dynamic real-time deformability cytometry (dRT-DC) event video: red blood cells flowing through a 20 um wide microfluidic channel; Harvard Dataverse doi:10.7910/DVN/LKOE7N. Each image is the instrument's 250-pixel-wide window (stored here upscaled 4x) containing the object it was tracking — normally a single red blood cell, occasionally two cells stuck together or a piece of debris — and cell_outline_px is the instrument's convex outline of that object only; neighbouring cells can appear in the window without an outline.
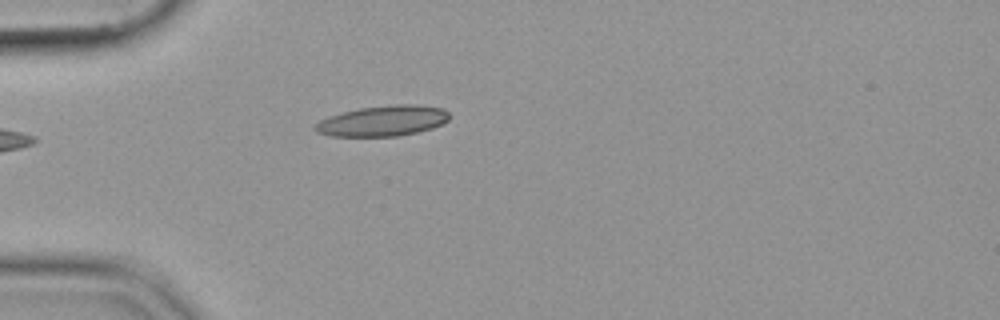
{"species": "common noctule bat (a hibernating species)", "species_latin": "Nyctalus noctula", "temperature_condition": "cold", "stored_images_in_passage": 35, "camera_frame_rate_fps": 3000, "um_per_image_px": 0.085, "animal": {"sex": "female", "body_mass_g": 19.9}, "frame": {"image": 1, "passage_image": 1, "time_ms": 0.0, "image_size_px": [1000, 320], "cell_outline_px": [[448, 120], [432, 128], [416, 132], [396, 136], [332, 136], [316, 132], [312, 128], [320, 120], [328, 116], [360, 108], [396, 104], [412, 104], [444, 108], [448, 112]], "centroid_in_image_um": [32.52, 10.27], "position_along_channel_um": 52.5, "area_um2": 23.7}}
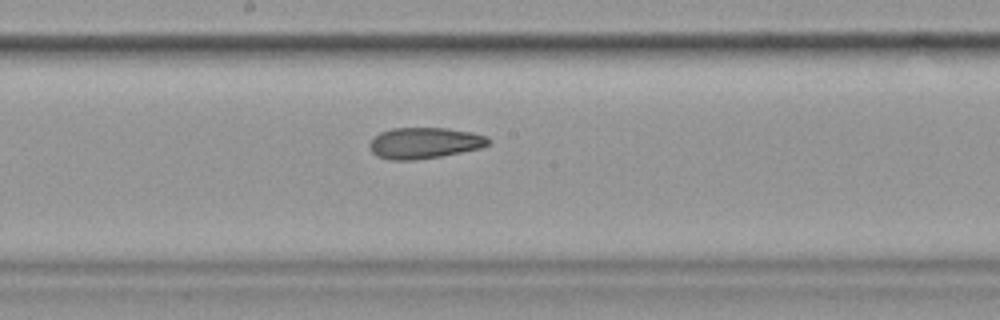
{"frame": {"image": 2, "passage_image": 15, "time_ms": 4.667, "image_size_px": [1000, 320], "cell_outline_px": [[492, 140], [488, 144], [480, 148], [440, 156], [412, 160], [392, 160], [376, 156], [372, 152], [368, 144], [380, 132], [392, 128], [448, 128], [472, 132], [488, 136]], "centroid_in_image_um": [36.09, 12.14], "position_along_channel_um": 212.1, "area_um2": 21.5}}
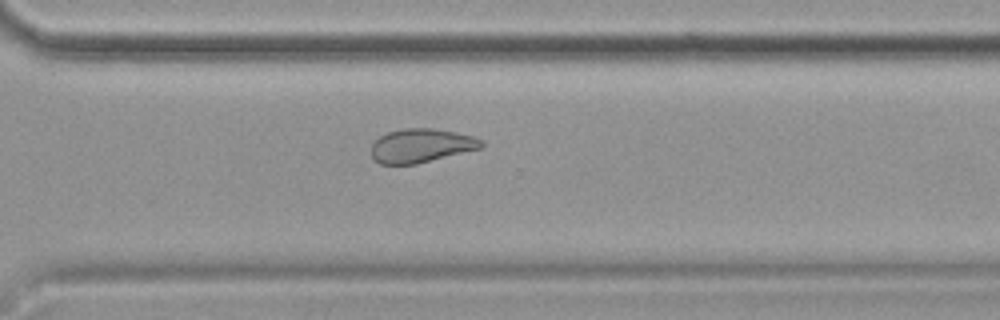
{"frame": {"image": 3, "passage_image": 25, "time_ms": 8.0, "image_size_px": [1000, 320], "cell_outline_px": [[484, 144], [480, 148], [416, 164], [380, 164], [372, 156], [372, 144], [380, 136], [388, 132], [404, 128], [432, 128], [456, 132], [472, 136], [484, 140]], "centroid_in_image_um": [35.8, 12.37], "position_along_channel_um": 334.8, "area_um2": 21.5}}